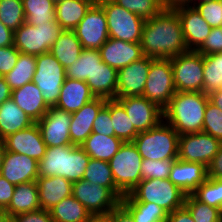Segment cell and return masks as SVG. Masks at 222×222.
Instances as JSON below:
<instances>
[{
  "label": "cell",
  "instance_id": "obj_1",
  "mask_svg": "<svg viewBox=\"0 0 222 222\" xmlns=\"http://www.w3.org/2000/svg\"><path fill=\"white\" fill-rule=\"evenodd\" d=\"M140 45L143 55L154 59H171L188 52L177 12L163 9L154 18L146 20Z\"/></svg>",
  "mask_w": 222,
  "mask_h": 222
},
{
  "label": "cell",
  "instance_id": "obj_2",
  "mask_svg": "<svg viewBox=\"0 0 222 222\" xmlns=\"http://www.w3.org/2000/svg\"><path fill=\"white\" fill-rule=\"evenodd\" d=\"M209 101L203 92H176L163 110V120L179 135L201 132Z\"/></svg>",
  "mask_w": 222,
  "mask_h": 222
},
{
  "label": "cell",
  "instance_id": "obj_3",
  "mask_svg": "<svg viewBox=\"0 0 222 222\" xmlns=\"http://www.w3.org/2000/svg\"><path fill=\"white\" fill-rule=\"evenodd\" d=\"M89 161V155L81 146L47 147L38 162V177L59 176L74 183L83 179Z\"/></svg>",
  "mask_w": 222,
  "mask_h": 222
},
{
  "label": "cell",
  "instance_id": "obj_4",
  "mask_svg": "<svg viewBox=\"0 0 222 222\" xmlns=\"http://www.w3.org/2000/svg\"><path fill=\"white\" fill-rule=\"evenodd\" d=\"M179 134L162 120L156 127L140 132L132 141L142 159H177Z\"/></svg>",
  "mask_w": 222,
  "mask_h": 222
},
{
  "label": "cell",
  "instance_id": "obj_5",
  "mask_svg": "<svg viewBox=\"0 0 222 222\" xmlns=\"http://www.w3.org/2000/svg\"><path fill=\"white\" fill-rule=\"evenodd\" d=\"M129 194L137 202L154 203L168 214L183 207L187 195L169 179H144Z\"/></svg>",
  "mask_w": 222,
  "mask_h": 222
},
{
  "label": "cell",
  "instance_id": "obj_6",
  "mask_svg": "<svg viewBox=\"0 0 222 222\" xmlns=\"http://www.w3.org/2000/svg\"><path fill=\"white\" fill-rule=\"evenodd\" d=\"M63 30L57 22H47L39 26L24 22L14 31L13 45L23 54L37 56L48 53Z\"/></svg>",
  "mask_w": 222,
  "mask_h": 222
},
{
  "label": "cell",
  "instance_id": "obj_7",
  "mask_svg": "<svg viewBox=\"0 0 222 222\" xmlns=\"http://www.w3.org/2000/svg\"><path fill=\"white\" fill-rule=\"evenodd\" d=\"M142 157L133 142H124L109 161L114 183L124 194H129L141 181Z\"/></svg>",
  "mask_w": 222,
  "mask_h": 222
},
{
  "label": "cell",
  "instance_id": "obj_8",
  "mask_svg": "<svg viewBox=\"0 0 222 222\" xmlns=\"http://www.w3.org/2000/svg\"><path fill=\"white\" fill-rule=\"evenodd\" d=\"M65 78V68L50 52L36 56L32 82L40 89L49 107L56 106Z\"/></svg>",
  "mask_w": 222,
  "mask_h": 222
},
{
  "label": "cell",
  "instance_id": "obj_9",
  "mask_svg": "<svg viewBox=\"0 0 222 222\" xmlns=\"http://www.w3.org/2000/svg\"><path fill=\"white\" fill-rule=\"evenodd\" d=\"M176 92L171 60L151 58L143 97L164 110Z\"/></svg>",
  "mask_w": 222,
  "mask_h": 222
},
{
  "label": "cell",
  "instance_id": "obj_10",
  "mask_svg": "<svg viewBox=\"0 0 222 222\" xmlns=\"http://www.w3.org/2000/svg\"><path fill=\"white\" fill-rule=\"evenodd\" d=\"M106 15L109 38L140 43L145 20L113 1L100 4Z\"/></svg>",
  "mask_w": 222,
  "mask_h": 222
},
{
  "label": "cell",
  "instance_id": "obj_11",
  "mask_svg": "<svg viewBox=\"0 0 222 222\" xmlns=\"http://www.w3.org/2000/svg\"><path fill=\"white\" fill-rule=\"evenodd\" d=\"M171 60L177 92H203L204 60L196 51L174 56Z\"/></svg>",
  "mask_w": 222,
  "mask_h": 222
},
{
  "label": "cell",
  "instance_id": "obj_12",
  "mask_svg": "<svg viewBox=\"0 0 222 222\" xmlns=\"http://www.w3.org/2000/svg\"><path fill=\"white\" fill-rule=\"evenodd\" d=\"M222 142L206 132L179 135L178 159L208 166Z\"/></svg>",
  "mask_w": 222,
  "mask_h": 222
},
{
  "label": "cell",
  "instance_id": "obj_13",
  "mask_svg": "<svg viewBox=\"0 0 222 222\" xmlns=\"http://www.w3.org/2000/svg\"><path fill=\"white\" fill-rule=\"evenodd\" d=\"M72 196L76 198L91 215L108 214L121 202L109 188L95 185L85 179L73 183Z\"/></svg>",
  "mask_w": 222,
  "mask_h": 222
},
{
  "label": "cell",
  "instance_id": "obj_14",
  "mask_svg": "<svg viewBox=\"0 0 222 222\" xmlns=\"http://www.w3.org/2000/svg\"><path fill=\"white\" fill-rule=\"evenodd\" d=\"M73 31L83 48L99 50L109 38L103 7L94 3Z\"/></svg>",
  "mask_w": 222,
  "mask_h": 222
},
{
  "label": "cell",
  "instance_id": "obj_15",
  "mask_svg": "<svg viewBox=\"0 0 222 222\" xmlns=\"http://www.w3.org/2000/svg\"><path fill=\"white\" fill-rule=\"evenodd\" d=\"M138 133L156 127L163 120V110L143 96L116 98Z\"/></svg>",
  "mask_w": 222,
  "mask_h": 222
},
{
  "label": "cell",
  "instance_id": "obj_16",
  "mask_svg": "<svg viewBox=\"0 0 222 222\" xmlns=\"http://www.w3.org/2000/svg\"><path fill=\"white\" fill-rule=\"evenodd\" d=\"M71 118V113L50 107L47 113L36 122L47 147L71 145Z\"/></svg>",
  "mask_w": 222,
  "mask_h": 222
},
{
  "label": "cell",
  "instance_id": "obj_17",
  "mask_svg": "<svg viewBox=\"0 0 222 222\" xmlns=\"http://www.w3.org/2000/svg\"><path fill=\"white\" fill-rule=\"evenodd\" d=\"M2 142L6 151L27 155L38 162L45 155L47 148L36 122L25 129L8 135Z\"/></svg>",
  "mask_w": 222,
  "mask_h": 222
},
{
  "label": "cell",
  "instance_id": "obj_18",
  "mask_svg": "<svg viewBox=\"0 0 222 222\" xmlns=\"http://www.w3.org/2000/svg\"><path fill=\"white\" fill-rule=\"evenodd\" d=\"M150 64L151 57L144 56L118 70L117 98L143 96Z\"/></svg>",
  "mask_w": 222,
  "mask_h": 222
},
{
  "label": "cell",
  "instance_id": "obj_19",
  "mask_svg": "<svg viewBox=\"0 0 222 222\" xmlns=\"http://www.w3.org/2000/svg\"><path fill=\"white\" fill-rule=\"evenodd\" d=\"M174 10L180 18L188 51H196L209 36L212 27L200 16L193 5L181 6Z\"/></svg>",
  "mask_w": 222,
  "mask_h": 222
},
{
  "label": "cell",
  "instance_id": "obj_20",
  "mask_svg": "<svg viewBox=\"0 0 222 222\" xmlns=\"http://www.w3.org/2000/svg\"><path fill=\"white\" fill-rule=\"evenodd\" d=\"M101 59L112 68L119 70L144 57L140 43L125 42L108 38L99 49Z\"/></svg>",
  "mask_w": 222,
  "mask_h": 222
},
{
  "label": "cell",
  "instance_id": "obj_21",
  "mask_svg": "<svg viewBox=\"0 0 222 222\" xmlns=\"http://www.w3.org/2000/svg\"><path fill=\"white\" fill-rule=\"evenodd\" d=\"M0 175L15 186L36 181L38 178V161L27 155L6 151Z\"/></svg>",
  "mask_w": 222,
  "mask_h": 222
},
{
  "label": "cell",
  "instance_id": "obj_22",
  "mask_svg": "<svg viewBox=\"0 0 222 222\" xmlns=\"http://www.w3.org/2000/svg\"><path fill=\"white\" fill-rule=\"evenodd\" d=\"M107 99L95 97L78 111L71 113L70 139L71 145L81 146L92 134L94 120Z\"/></svg>",
  "mask_w": 222,
  "mask_h": 222
},
{
  "label": "cell",
  "instance_id": "obj_23",
  "mask_svg": "<svg viewBox=\"0 0 222 222\" xmlns=\"http://www.w3.org/2000/svg\"><path fill=\"white\" fill-rule=\"evenodd\" d=\"M207 178V166L178 158L173 163L169 176V180L185 194H192Z\"/></svg>",
  "mask_w": 222,
  "mask_h": 222
},
{
  "label": "cell",
  "instance_id": "obj_24",
  "mask_svg": "<svg viewBox=\"0 0 222 222\" xmlns=\"http://www.w3.org/2000/svg\"><path fill=\"white\" fill-rule=\"evenodd\" d=\"M41 209L51 210L63 199L72 196L73 183L59 176L38 177L36 180Z\"/></svg>",
  "mask_w": 222,
  "mask_h": 222
},
{
  "label": "cell",
  "instance_id": "obj_25",
  "mask_svg": "<svg viewBox=\"0 0 222 222\" xmlns=\"http://www.w3.org/2000/svg\"><path fill=\"white\" fill-rule=\"evenodd\" d=\"M11 98L34 122L39 121L50 108L33 82L12 90Z\"/></svg>",
  "mask_w": 222,
  "mask_h": 222
},
{
  "label": "cell",
  "instance_id": "obj_26",
  "mask_svg": "<svg viewBox=\"0 0 222 222\" xmlns=\"http://www.w3.org/2000/svg\"><path fill=\"white\" fill-rule=\"evenodd\" d=\"M94 98V94L90 91L85 81L65 78L64 84L61 87L59 100L55 107L73 113Z\"/></svg>",
  "mask_w": 222,
  "mask_h": 222
},
{
  "label": "cell",
  "instance_id": "obj_27",
  "mask_svg": "<svg viewBox=\"0 0 222 222\" xmlns=\"http://www.w3.org/2000/svg\"><path fill=\"white\" fill-rule=\"evenodd\" d=\"M95 97L117 98L118 70L103 61L97 65L91 79L85 81Z\"/></svg>",
  "mask_w": 222,
  "mask_h": 222
},
{
  "label": "cell",
  "instance_id": "obj_28",
  "mask_svg": "<svg viewBox=\"0 0 222 222\" xmlns=\"http://www.w3.org/2000/svg\"><path fill=\"white\" fill-rule=\"evenodd\" d=\"M35 122L22 111L12 98L0 105V141L8 135L25 129Z\"/></svg>",
  "mask_w": 222,
  "mask_h": 222
},
{
  "label": "cell",
  "instance_id": "obj_29",
  "mask_svg": "<svg viewBox=\"0 0 222 222\" xmlns=\"http://www.w3.org/2000/svg\"><path fill=\"white\" fill-rule=\"evenodd\" d=\"M41 209L36 181L21 183L15 186L11 202L5 209L9 216L32 212Z\"/></svg>",
  "mask_w": 222,
  "mask_h": 222
},
{
  "label": "cell",
  "instance_id": "obj_30",
  "mask_svg": "<svg viewBox=\"0 0 222 222\" xmlns=\"http://www.w3.org/2000/svg\"><path fill=\"white\" fill-rule=\"evenodd\" d=\"M93 4V0L60 1L55 4L56 22L64 30H74Z\"/></svg>",
  "mask_w": 222,
  "mask_h": 222
},
{
  "label": "cell",
  "instance_id": "obj_31",
  "mask_svg": "<svg viewBox=\"0 0 222 222\" xmlns=\"http://www.w3.org/2000/svg\"><path fill=\"white\" fill-rule=\"evenodd\" d=\"M82 44L73 30H63L50 48V53L66 69L77 61L82 52Z\"/></svg>",
  "mask_w": 222,
  "mask_h": 222
},
{
  "label": "cell",
  "instance_id": "obj_32",
  "mask_svg": "<svg viewBox=\"0 0 222 222\" xmlns=\"http://www.w3.org/2000/svg\"><path fill=\"white\" fill-rule=\"evenodd\" d=\"M123 143L115 136L92 133L81 147L90 158L109 162Z\"/></svg>",
  "mask_w": 222,
  "mask_h": 222
},
{
  "label": "cell",
  "instance_id": "obj_33",
  "mask_svg": "<svg viewBox=\"0 0 222 222\" xmlns=\"http://www.w3.org/2000/svg\"><path fill=\"white\" fill-rule=\"evenodd\" d=\"M120 204L132 215L135 222H166L168 213L154 203L137 202L126 194Z\"/></svg>",
  "mask_w": 222,
  "mask_h": 222
},
{
  "label": "cell",
  "instance_id": "obj_34",
  "mask_svg": "<svg viewBox=\"0 0 222 222\" xmlns=\"http://www.w3.org/2000/svg\"><path fill=\"white\" fill-rule=\"evenodd\" d=\"M49 211L54 222H88L91 217L90 212L73 196L63 199Z\"/></svg>",
  "mask_w": 222,
  "mask_h": 222
},
{
  "label": "cell",
  "instance_id": "obj_35",
  "mask_svg": "<svg viewBox=\"0 0 222 222\" xmlns=\"http://www.w3.org/2000/svg\"><path fill=\"white\" fill-rule=\"evenodd\" d=\"M102 62L99 50L83 48L77 61L65 69L66 78L86 81Z\"/></svg>",
  "mask_w": 222,
  "mask_h": 222
},
{
  "label": "cell",
  "instance_id": "obj_36",
  "mask_svg": "<svg viewBox=\"0 0 222 222\" xmlns=\"http://www.w3.org/2000/svg\"><path fill=\"white\" fill-rule=\"evenodd\" d=\"M36 70V56L19 53V57L14 68L6 73L3 78L15 90L32 82Z\"/></svg>",
  "mask_w": 222,
  "mask_h": 222
},
{
  "label": "cell",
  "instance_id": "obj_37",
  "mask_svg": "<svg viewBox=\"0 0 222 222\" xmlns=\"http://www.w3.org/2000/svg\"><path fill=\"white\" fill-rule=\"evenodd\" d=\"M83 179L109 188L120 200L125 196L115 185L108 161L90 158Z\"/></svg>",
  "mask_w": 222,
  "mask_h": 222
},
{
  "label": "cell",
  "instance_id": "obj_38",
  "mask_svg": "<svg viewBox=\"0 0 222 222\" xmlns=\"http://www.w3.org/2000/svg\"><path fill=\"white\" fill-rule=\"evenodd\" d=\"M25 22L39 26L56 22L55 4L51 0H22Z\"/></svg>",
  "mask_w": 222,
  "mask_h": 222
},
{
  "label": "cell",
  "instance_id": "obj_39",
  "mask_svg": "<svg viewBox=\"0 0 222 222\" xmlns=\"http://www.w3.org/2000/svg\"><path fill=\"white\" fill-rule=\"evenodd\" d=\"M110 117L114 136L123 142H132L139 134L132 125L124 107L116 99H110Z\"/></svg>",
  "mask_w": 222,
  "mask_h": 222
},
{
  "label": "cell",
  "instance_id": "obj_40",
  "mask_svg": "<svg viewBox=\"0 0 222 222\" xmlns=\"http://www.w3.org/2000/svg\"><path fill=\"white\" fill-rule=\"evenodd\" d=\"M204 83L203 93L206 95L222 89V52L203 55Z\"/></svg>",
  "mask_w": 222,
  "mask_h": 222
},
{
  "label": "cell",
  "instance_id": "obj_41",
  "mask_svg": "<svg viewBox=\"0 0 222 222\" xmlns=\"http://www.w3.org/2000/svg\"><path fill=\"white\" fill-rule=\"evenodd\" d=\"M191 195L199 202L222 211V180L207 178Z\"/></svg>",
  "mask_w": 222,
  "mask_h": 222
},
{
  "label": "cell",
  "instance_id": "obj_42",
  "mask_svg": "<svg viewBox=\"0 0 222 222\" xmlns=\"http://www.w3.org/2000/svg\"><path fill=\"white\" fill-rule=\"evenodd\" d=\"M184 206L189 210L194 222H222L220 209L199 202L191 194L186 195Z\"/></svg>",
  "mask_w": 222,
  "mask_h": 222
},
{
  "label": "cell",
  "instance_id": "obj_43",
  "mask_svg": "<svg viewBox=\"0 0 222 222\" xmlns=\"http://www.w3.org/2000/svg\"><path fill=\"white\" fill-rule=\"evenodd\" d=\"M0 21L16 31L25 22L22 0H0Z\"/></svg>",
  "mask_w": 222,
  "mask_h": 222
},
{
  "label": "cell",
  "instance_id": "obj_44",
  "mask_svg": "<svg viewBox=\"0 0 222 222\" xmlns=\"http://www.w3.org/2000/svg\"><path fill=\"white\" fill-rule=\"evenodd\" d=\"M113 2L145 21L154 18L163 10L159 0H113Z\"/></svg>",
  "mask_w": 222,
  "mask_h": 222
},
{
  "label": "cell",
  "instance_id": "obj_45",
  "mask_svg": "<svg viewBox=\"0 0 222 222\" xmlns=\"http://www.w3.org/2000/svg\"><path fill=\"white\" fill-rule=\"evenodd\" d=\"M176 159H142L141 176L144 179H169L171 168Z\"/></svg>",
  "mask_w": 222,
  "mask_h": 222
},
{
  "label": "cell",
  "instance_id": "obj_46",
  "mask_svg": "<svg viewBox=\"0 0 222 222\" xmlns=\"http://www.w3.org/2000/svg\"><path fill=\"white\" fill-rule=\"evenodd\" d=\"M202 131L222 142V111L210 101L205 109Z\"/></svg>",
  "mask_w": 222,
  "mask_h": 222
},
{
  "label": "cell",
  "instance_id": "obj_47",
  "mask_svg": "<svg viewBox=\"0 0 222 222\" xmlns=\"http://www.w3.org/2000/svg\"><path fill=\"white\" fill-rule=\"evenodd\" d=\"M192 4L212 28L222 26V0Z\"/></svg>",
  "mask_w": 222,
  "mask_h": 222
},
{
  "label": "cell",
  "instance_id": "obj_48",
  "mask_svg": "<svg viewBox=\"0 0 222 222\" xmlns=\"http://www.w3.org/2000/svg\"><path fill=\"white\" fill-rule=\"evenodd\" d=\"M92 133L102 134L105 136H114V129L110 117V99H107L106 104L100 109L94 120Z\"/></svg>",
  "mask_w": 222,
  "mask_h": 222
},
{
  "label": "cell",
  "instance_id": "obj_49",
  "mask_svg": "<svg viewBox=\"0 0 222 222\" xmlns=\"http://www.w3.org/2000/svg\"><path fill=\"white\" fill-rule=\"evenodd\" d=\"M202 55H210L222 52V26L212 28L209 36L202 45L196 50Z\"/></svg>",
  "mask_w": 222,
  "mask_h": 222
},
{
  "label": "cell",
  "instance_id": "obj_50",
  "mask_svg": "<svg viewBox=\"0 0 222 222\" xmlns=\"http://www.w3.org/2000/svg\"><path fill=\"white\" fill-rule=\"evenodd\" d=\"M19 53L14 45L10 47H0V76H4L14 68Z\"/></svg>",
  "mask_w": 222,
  "mask_h": 222
},
{
  "label": "cell",
  "instance_id": "obj_51",
  "mask_svg": "<svg viewBox=\"0 0 222 222\" xmlns=\"http://www.w3.org/2000/svg\"><path fill=\"white\" fill-rule=\"evenodd\" d=\"M12 219L13 222H54L50 211L44 209L20 213L12 216Z\"/></svg>",
  "mask_w": 222,
  "mask_h": 222
},
{
  "label": "cell",
  "instance_id": "obj_52",
  "mask_svg": "<svg viewBox=\"0 0 222 222\" xmlns=\"http://www.w3.org/2000/svg\"><path fill=\"white\" fill-rule=\"evenodd\" d=\"M15 185L0 175V209H6L11 202Z\"/></svg>",
  "mask_w": 222,
  "mask_h": 222
},
{
  "label": "cell",
  "instance_id": "obj_53",
  "mask_svg": "<svg viewBox=\"0 0 222 222\" xmlns=\"http://www.w3.org/2000/svg\"><path fill=\"white\" fill-rule=\"evenodd\" d=\"M207 176L208 178L222 180V145L220 146L217 154L211 160L210 164L207 166Z\"/></svg>",
  "mask_w": 222,
  "mask_h": 222
},
{
  "label": "cell",
  "instance_id": "obj_54",
  "mask_svg": "<svg viewBox=\"0 0 222 222\" xmlns=\"http://www.w3.org/2000/svg\"><path fill=\"white\" fill-rule=\"evenodd\" d=\"M166 222H194L189 210L183 206L168 214Z\"/></svg>",
  "mask_w": 222,
  "mask_h": 222
},
{
  "label": "cell",
  "instance_id": "obj_55",
  "mask_svg": "<svg viewBox=\"0 0 222 222\" xmlns=\"http://www.w3.org/2000/svg\"><path fill=\"white\" fill-rule=\"evenodd\" d=\"M112 222H135L132 215L119 204L112 210Z\"/></svg>",
  "mask_w": 222,
  "mask_h": 222
},
{
  "label": "cell",
  "instance_id": "obj_56",
  "mask_svg": "<svg viewBox=\"0 0 222 222\" xmlns=\"http://www.w3.org/2000/svg\"><path fill=\"white\" fill-rule=\"evenodd\" d=\"M14 32L0 21V47H10L13 45Z\"/></svg>",
  "mask_w": 222,
  "mask_h": 222
},
{
  "label": "cell",
  "instance_id": "obj_57",
  "mask_svg": "<svg viewBox=\"0 0 222 222\" xmlns=\"http://www.w3.org/2000/svg\"><path fill=\"white\" fill-rule=\"evenodd\" d=\"M163 9H176L181 6L192 5L191 0H159Z\"/></svg>",
  "mask_w": 222,
  "mask_h": 222
},
{
  "label": "cell",
  "instance_id": "obj_58",
  "mask_svg": "<svg viewBox=\"0 0 222 222\" xmlns=\"http://www.w3.org/2000/svg\"><path fill=\"white\" fill-rule=\"evenodd\" d=\"M12 90L10 86L7 84L3 76H0V105L11 98Z\"/></svg>",
  "mask_w": 222,
  "mask_h": 222
},
{
  "label": "cell",
  "instance_id": "obj_59",
  "mask_svg": "<svg viewBox=\"0 0 222 222\" xmlns=\"http://www.w3.org/2000/svg\"><path fill=\"white\" fill-rule=\"evenodd\" d=\"M209 100L222 111V89L209 94Z\"/></svg>",
  "mask_w": 222,
  "mask_h": 222
},
{
  "label": "cell",
  "instance_id": "obj_60",
  "mask_svg": "<svg viewBox=\"0 0 222 222\" xmlns=\"http://www.w3.org/2000/svg\"><path fill=\"white\" fill-rule=\"evenodd\" d=\"M88 222H112V211L108 214L91 215Z\"/></svg>",
  "mask_w": 222,
  "mask_h": 222
},
{
  "label": "cell",
  "instance_id": "obj_61",
  "mask_svg": "<svg viewBox=\"0 0 222 222\" xmlns=\"http://www.w3.org/2000/svg\"><path fill=\"white\" fill-rule=\"evenodd\" d=\"M0 222H13L12 217L4 209H0Z\"/></svg>",
  "mask_w": 222,
  "mask_h": 222
},
{
  "label": "cell",
  "instance_id": "obj_62",
  "mask_svg": "<svg viewBox=\"0 0 222 222\" xmlns=\"http://www.w3.org/2000/svg\"><path fill=\"white\" fill-rule=\"evenodd\" d=\"M5 152H6L5 145L2 141H0V169L3 164V158L5 155Z\"/></svg>",
  "mask_w": 222,
  "mask_h": 222
},
{
  "label": "cell",
  "instance_id": "obj_63",
  "mask_svg": "<svg viewBox=\"0 0 222 222\" xmlns=\"http://www.w3.org/2000/svg\"><path fill=\"white\" fill-rule=\"evenodd\" d=\"M214 0H191V3H205V2H210Z\"/></svg>",
  "mask_w": 222,
  "mask_h": 222
},
{
  "label": "cell",
  "instance_id": "obj_64",
  "mask_svg": "<svg viewBox=\"0 0 222 222\" xmlns=\"http://www.w3.org/2000/svg\"><path fill=\"white\" fill-rule=\"evenodd\" d=\"M106 1H113V0H96V4H101Z\"/></svg>",
  "mask_w": 222,
  "mask_h": 222
},
{
  "label": "cell",
  "instance_id": "obj_65",
  "mask_svg": "<svg viewBox=\"0 0 222 222\" xmlns=\"http://www.w3.org/2000/svg\"><path fill=\"white\" fill-rule=\"evenodd\" d=\"M54 4L60 2V1H63V0H51Z\"/></svg>",
  "mask_w": 222,
  "mask_h": 222
}]
</instances>
